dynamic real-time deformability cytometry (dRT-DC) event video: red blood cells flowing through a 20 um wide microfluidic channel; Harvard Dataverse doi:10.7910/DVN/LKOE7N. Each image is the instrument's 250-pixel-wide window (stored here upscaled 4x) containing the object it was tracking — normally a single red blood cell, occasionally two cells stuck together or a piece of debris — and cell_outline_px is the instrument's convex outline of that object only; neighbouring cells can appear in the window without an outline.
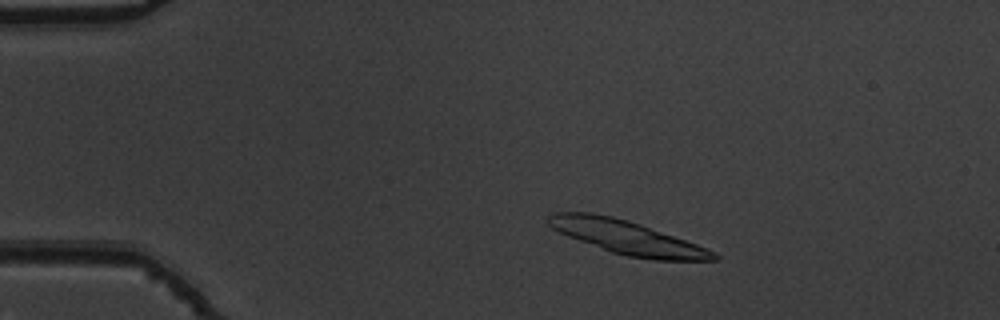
{"species": "common noctule bat (a hibernating species)", "species_latin": "Nyctalus noctula", "temperature_condition": "warm", "stored_images_in_passage": 52, "segment_of_instrument_passage": [1, 2], "camera_frame_rate_fps": 3000, "um_per_image_px": 0.085, "animal": {"sex": "male", "body_mass_g": 19.5, "forearm_length_mm": 54.6}, "frame": {"image": 1, "passage_image": 7, "time_ms": 2.0, "image_size_px": [1000, 320], "cell_outline_px": [[720, 260], [652, 260], [628, 256], [612, 252], [568, 236], [552, 228], [548, 224], [548, 216], [556, 212], [592, 212], [612, 216], [628, 220], [640, 224], [696, 244], [716, 252], [720, 256]], "centroid_in_image_um": [53.31, 20.18], "position_along_channel_um": 31.7, "area_um2": 32.02}}